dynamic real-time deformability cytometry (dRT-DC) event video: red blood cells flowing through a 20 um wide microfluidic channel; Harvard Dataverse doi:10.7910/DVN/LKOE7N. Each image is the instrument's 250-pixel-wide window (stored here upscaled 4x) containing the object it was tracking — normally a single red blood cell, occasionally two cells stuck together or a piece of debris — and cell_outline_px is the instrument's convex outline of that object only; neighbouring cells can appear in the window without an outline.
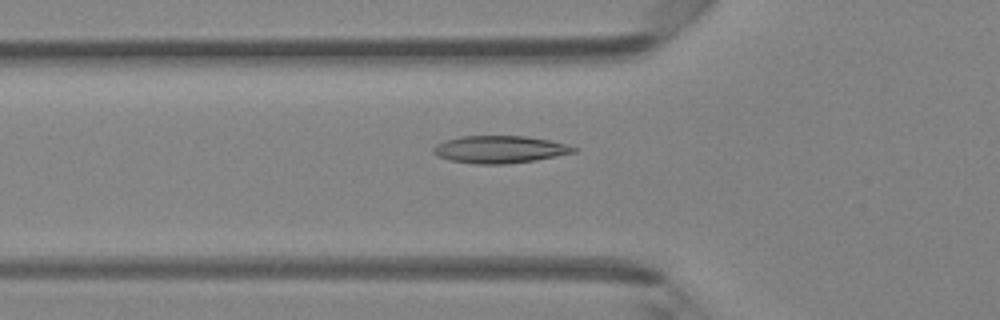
{"species": "Egyptian fruit bat (a non-hibernating species)", "species_latin": "Rousettus aegyptiacus", "temperature_condition": "room temperature", "stored_images_in_passage": 46, "camera_frame_rate_fps": 3000, "um_per_image_px": 0.085, "animal": {"sex": "female"}, "frame": {"image": 1, "passage_image": 16, "time_ms": 5.0, "image_size_px": [1000, 320], "cell_outline_px": [[580, 148], [576, 152], [536, 160], [504, 164], [476, 164], [448, 160], [436, 156], [432, 152], [432, 148], [436, 144], [444, 140], [460, 136], [524, 136], [548, 140]], "centroid_in_image_um": [42.43, 12.7], "position_along_channel_um": 83.4, "area_um2": 22.48}}
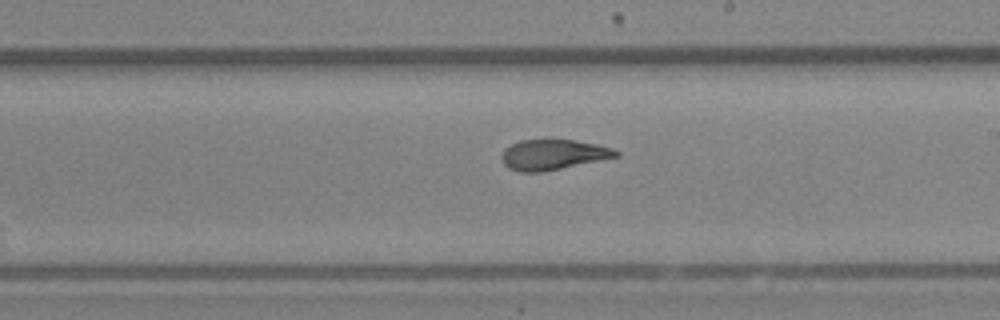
{"frame": {"image": 2, "passage_image": 27, "time_ms": 8.667, "image_size_px": [1000, 320], "cell_outline_px": [[620, 156], [544, 172], [520, 172], [508, 168], [504, 164], [500, 156], [504, 148], [520, 140], [572, 140], [596, 144], [612, 148], [620, 152]], "centroid_in_image_um": [46.99, 13.15], "position_along_channel_um": 242.0, "area_um2": 20.23}}
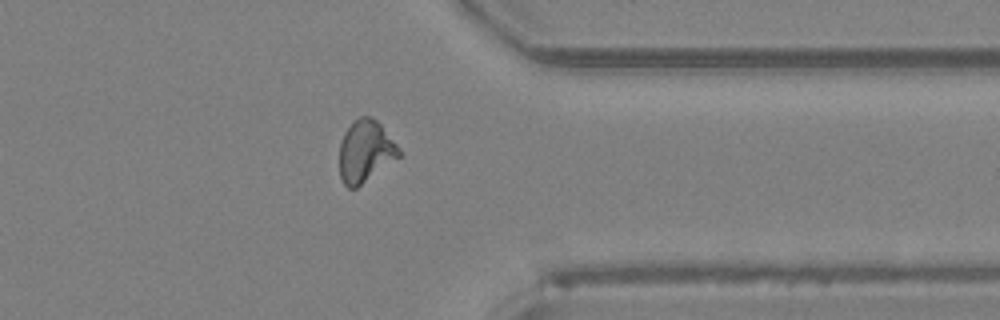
{"frame": {"image": 3, "passage_image": 37, "time_ms": 12.0, "image_size_px": [1000, 320], "cell_outline_px": [[400, 156], [356, 188], [348, 188], [344, 184], [340, 176], [340, 144], [344, 132], [360, 116], [372, 116], [380, 124], [400, 148]], "centroid_in_image_um": [31.06, 12.86], "position_along_channel_um": 380.3, "area_um2": 21.15}, "authors_computed_cell_mechanics": {"area_um2": 21.2993, "velocity_mm_per_s": 4.3352, "shape_relaxation_time_tau1_ms": 8.9333, "shape_relaxation_time_tau2_ms": 1.5321, "deformation_change_tau1": 0.234, "deformation_change_tau2": 0.0719}}